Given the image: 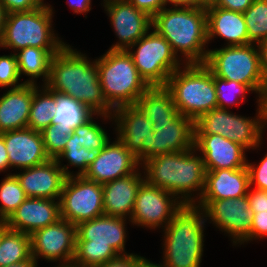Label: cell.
I'll return each mask as SVG.
<instances>
[{
  "mask_svg": "<svg viewBox=\"0 0 267 267\" xmlns=\"http://www.w3.org/2000/svg\"><path fill=\"white\" fill-rule=\"evenodd\" d=\"M30 257V235L7 228L0 243V267L23 262Z\"/></svg>",
  "mask_w": 267,
  "mask_h": 267,
  "instance_id": "1f68e13d",
  "label": "cell"
},
{
  "mask_svg": "<svg viewBox=\"0 0 267 267\" xmlns=\"http://www.w3.org/2000/svg\"><path fill=\"white\" fill-rule=\"evenodd\" d=\"M71 132L70 128H64L60 124L49 125L41 131L44 147L50 159H56L63 152Z\"/></svg>",
  "mask_w": 267,
  "mask_h": 267,
  "instance_id": "f35d334b",
  "label": "cell"
},
{
  "mask_svg": "<svg viewBox=\"0 0 267 267\" xmlns=\"http://www.w3.org/2000/svg\"><path fill=\"white\" fill-rule=\"evenodd\" d=\"M248 40L258 44L267 39V0H254L243 13Z\"/></svg>",
  "mask_w": 267,
  "mask_h": 267,
  "instance_id": "d590c367",
  "label": "cell"
},
{
  "mask_svg": "<svg viewBox=\"0 0 267 267\" xmlns=\"http://www.w3.org/2000/svg\"><path fill=\"white\" fill-rule=\"evenodd\" d=\"M19 80L16 54L0 56V87L18 88L25 84L24 82L18 83Z\"/></svg>",
  "mask_w": 267,
  "mask_h": 267,
  "instance_id": "ab89813d",
  "label": "cell"
},
{
  "mask_svg": "<svg viewBox=\"0 0 267 267\" xmlns=\"http://www.w3.org/2000/svg\"><path fill=\"white\" fill-rule=\"evenodd\" d=\"M138 267H164V265L162 263H160V264L154 263V262L150 261L149 259L144 258L140 262Z\"/></svg>",
  "mask_w": 267,
  "mask_h": 267,
  "instance_id": "9f6ffc18",
  "label": "cell"
},
{
  "mask_svg": "<svg viewBox=\"0 0 267 267\" xmlns=\"http://www.w3.org/2000/svg\"><path fill=\"white\" fill-rule=\"evenodd\" d=\"M118 42L109 50H127L152 28V18L128 0H103Z\"/></svg>",
  "mask_w": 267,
  "mask_h": 267,
  "instance_id": "9a60e30c",
  "label": "cell"
},
{
  "mask_svg": "<svg viewBox=\"0 0 267 267\" xmlns=\"http://www.w3.org/2000/svg\"><path fill=\"white\" fill-rule=\"evenodd\" d=\"M194 129L195 134L221 135L246 150L259 148L264 134L258 108L253 118L236 115L228 109H212L194 122Z\"/></svg>",
  "mask_w": 267,
  "mask_h": 267,
  "instance_id": "30bf717a",
  "label": "cell"
},
{
  "mask_svg": "<svg viewBox=\"0 0 267 267\" xmlns=\"http://www.w3.org/2000/svg\"><path fill=\"white\" fill-rule=\"evenodd\" d=\"M0 97V133L27 128L33 99V84L9 88Z\"/></svg>",
  "mask_w": 267,
  "mask_h": 267,
  "instance_id": "4316f807",
  "label": "cell"
},
{
  "mask_svg": "<svg viewBox=\"0 0 267 267\" xmlns=\"http://www.w3.org/2000/svg\"><path fill=\"white\" fill-rule=\"evenodd\" d=\"M258 109L260 112V125L262 132L265 131L267 125V84L258 93Z\"/></svg>",
  "mask_w": 267,
  "mask_h": 267,
  "instance_id": "c3c4849f",
  "label": "cell"
},
{
  "mask_svg": "<svg viewBox=\"0 0 267 267\" xmlns=\"http://www.w3.org/2000/svg\"><path fill=\"white\" fill-rule=\"evenodd\" d=\"M31 237V256L47 262L71 264L75 256L76 225L60 218L53 224L36 230Z\"/></svg>",
  "mask_w": 267,
  "mask_h": 267,
  "instance_id": "5bb4252c",
  "label": "cell"
},
{
  "mask_svg": "<svg viewBox=\"0 0 267 267\" xmlns=\"http://www.w3.org/2000/svg\"><path fill=\"white\" fill-rule=\"evenodd\" d=\"M250 176L247 167L206 171L205 186L199 200L237 199L247 195Z\"/></svg>",
  "mask_w": 267,
  "mask_h": 267,
  "instance_id": "d4e9b609",
  "label": "cell"
},
{
  "mask_svg": "<svg viewBox=\"0 0 267 267\" xmlns=\"http://www.w3.org/2000/svg\"><path fill=\"white\" fill-rule=\"evenodd\" d=\"M141 167L138 159L117 138L109 141L98 152L97 158L89 165L84 177L96 183L106 182L128 176Z\"/></svg>",
  "mask_w": 267,
  "mask_h": 267,
  "instance_id": "2e32d148",
  "label": "cell"
},
{
  "mask_svg": "<svg viewBox=\"0 0 267 267\" xmlns=\"http://www.w3.org/2000/svg\"><path fill=\"white\" fill-rule=\"evenodd\" d=\"M194 147L202 153L206 171L247 167V150L221 135L195 134Z\"/></svg>",
  "mask_w": 267,
  "mask_h": 267,
  "instance_id": "d6986e66",
  "label": "cell"
},
{
  "mask_svg": "<svg viewBox=\"0 0 267 267\" xmlns=\"http://www.w3.org/2000/svg\"><path fill=\"white\" fill-rule=\"evenodd\" d=\"M152 27L170 43L177 57L185 58L182 60L185 64L205 63L208 54L206 7H165L152 18Z\"/></svg>",
  "mask_w": 267,
  "mask_h": 267,
  "instance_id": "7a4b0ae2",
  "label": "cell"
},
{
  "mask_svg": "<svg viewBox=\"0 0 267 267\" xmlns=\"http://www.w3.org/2000/svg\"><path fill=\"white\" fill-rule=\"evenodd\" d=\"M167 4L170 3L171 6H191L198 7V0H166Z\"/></svg>",
  "mask_w": 267,
  "mask_h": 267,
  "instance_id": "f5cc1de1",
  "label": "cell"
},
{
  "mask_svg": "<svg viewBox=\"0 0 267 267\" xmlns=\"http://www.w3.org/2000/svg\"><path fill=\"white\" fill-rule=\"evenodd\" d=\"M60 218L78 225L104 215L102 184L84 176L67 177L59 198Z\"/></svg>",
  "mask_w": 267,
  "mask_h": 267,
  "instance_id": "8fae6325",
  "label": "cell"
},
{
  "mask_svg": "<svg viewBox=\"0 0 267 267\" xmlns=\"http://www.w3.org/2000/svg\"><path fill=\"white\" fill-rule=\"evenodd\" d=\"M204 209L206 220H209L225 232L233 245L241 244L251 232L253 213L247 196L237 199L198 200L196 203Z\"/></svg>",
  "mask_w": 267,
  "mask_h": 267,
  "instance_id": "7c38bea8",
  "label": "cell"
},
{
  "mask_svg": "<svg viewBox=\"0 0 267 267\" xmlns=\"http://www.w3.org/2000/svg\"><path fill=\"white\" fill-rule=\"evenodd\" d=\"M97 67L103 96L113 110L135 105L149 88L127 50H108L97 58Z\"/></svg>",
  "mask_w": 267,
  "mask_h": 267,
  "instance_id": "8992f818",
  "label": "cell"
},
{
  "mask_svg": "<svg viewBox=\"0 0 267 267\" xmlns=\"http://www.w3.org/2000/svg\"><path fill=\"white\" fill-rule=\"evenodd\" d=\"M254 2V0H217L215 6L229 10L244 13Z\"/></svg>",
  "mask_w": 267,
  "mask_h": 267,
  "instance_id": "7dc6e473",
  "label": "cell"
},
{
  "mask_svg": "<svg viewBox=\"0 0 267 267\" xmlns=\"http://www.w3.org/2000/svg\"><path fill=\"white\" fill-rule=\"evenodd\" d=\"M143 164V165H142ZM144 181L175 195L176 152L155 156L141 163Z\"/></svg>",
  "mask_w": 267,
  "mask_h": 267,
  "instance_id": "f546056e",
  "label": "cell"
},
{
  "mask_svg": "<svg viewBox=\"0 0 267 267\" xmlns=\"http://www.w3.org/2000/svg\"><path fill=\"white\" fill-rule=\"evenodd\" d=\"M6 145L10 168L26 169L50 160L41 132L31 128L0 133Z\"/></svg>",
  "mask_w": 267,
  "mask_h": 267,
  "instance_id": "ffe728a7",
  "label": "cell"
},
{
  "mask_svg": "<svg viewBox=\"0 0 267 267\" xmlns=\"http://www.w3.org/2000/svg\"><path fill=\"white\" fill-rule=\"evenodd\" d=\"M207 222L204 209L183 204L164 228V267H200Z\"/></svg>",
  "mask_w": 267,
  "mask_h": 267,
  "instance_id": "3957f363",
  "label": "cell"
},
{
  "mask_svg": "<svg viewBox=\"0 0 267 267\" xmlns=\"http://www.w3.org/2000/svg\"><path fill=\"white\" fill-rule=\"evenodd\" d=\"M127 49L140 77L149 87L165 86L169 77L179 69L180 58L170 43L153 28ZM136 48V50H134ZM134 48V49H133ZM133 50V51H132ZM181 62V63H180Z\"/></svg>",
  "mask_w": 267,
  "mask_h": 267,
  "instance_id": "9c48e42d",
  "label": "cell"
},
{
  "mask_svg": "<svg viewBox=\"0 0 267 267\" xmlns=\"http://www.w3.org/2000/svg\"><path fill=\"white\" fill-rule=\"evenodd\" d=\"M126 218L101 215L76 226L73 264L98 267L125 252Z\"/></svg>",
  "mask_w": 267,
  "mask_h": 267,
  "instance_id": "277c9868",
  "label": "cell"
},
{
  "mask_svg": "<svg viewBox=\"0 0 267 267\" xmlns=\"http://www.w3.org/2000/svg\"><path fill=\"white\" fill-rule=\"evenodd\" d=\"M197 155L195 147L176 152L175 196L183 204H196L204 190L206 169L201 153Z\"/></svg>",
  "mask_w": 267,
  "mask_h": 267,
  "instance_id": "7402d4cb",
  "label": "cell"
},
{
  "mask_svg": "<svg viewBox=\"0 0 267 267\" xmlns=\"http://www.w3.org/2000/svg\"><path fill=\"white\" fill-rule=\"evenodd\" d=\"M267 237V212L253 213L250 235L240 244Z\"/></svg>",
  "mask_w": 267,
  "mask_h": 267,
  "instance_id": "b9f144b4",
  "label": "cell"
},
{
  "mask_svg": "<svg viewBox=\"0 0 267 267\" xmlns=\"http://www.w3.org/2000/svg\"><path fill=\"white\" fill-rule=\"evenodd\" d=\"M98 152L99 151L97 150L86 149L80 145L77 139V134L72 131L63 152H61L55 160L67 177L74 175L83 176L89 165L97 158ZM65 159L69 164L67 163V166H62L61 160L63 161ZM69 166H73L74 168L77 167V173L74 174L73 171H69Z\"/></svg>",
  "mask_w": 267,
  "mask_h": 267,
  "instance_id": "836d02e7",
  "label": "cell"
},
{
  "mask_svg": "<svg viewBox=\"0 0 267 267\" xmlns=\"http://www.w3.org/2000/svg\"><path fill=\"white\" fill-rule=\"evenodd\" d=\"M217 0H198V7H207L215 4Z\"/></svg>",
  "mask_w": 267,
  "mask_h": 267,
  "instance_id": "6f0895ef",
  "label": "cell"
},
{
  "mask_svg": "<svg viewBox=\"0 0 267 267\" xmlns=\"http://www.w3.org/2000/svg\"><path fill=\"white\" fill-rule=\"evenodd\" d=\"M154 123L172 121L179 115L166 86L149 87L135 104Z\"/></svg>",
  "mask_w": 267,
  "mask_h": 267,
  "instance_id": "83f0119b",
  "label": "cell"
},
{
  "mask_svg": "<svg viewBox=\"0 0 267 267\" xmlns=\"http://www.w3.org/2000/svg\"><path fill=\"white\" fill-rule=\"evenodd\" d=\"M208 43L219 36L226 46L252 44L248 40L247 26L242 12L229 11L214 4L206 7Z\"/></svg>",
  "mask_w": 267,
  "mask_h": 267,
  "instance_id": "484cf974",
  "label": "cell"
},
{
  "mask_svg": "<svg viewBox=\"0 0 267 267\" xmlns=\"http://www.w3.org/2000/svg\"><path fill=\"white\" fill-rule=\"evenodd\" d=\"M53 14L50 4L30 11L8 13L0 47L13 49L14 53L26 47L63 48L66 43L53 31Z\"/></svg>",
  "mask_w": 267,
  "mask_h": 267,
  "instance_id": "52a82bcc",
  "label": "cell"
},
{
  "mask_svg": "<svg viewBox=\"0 0 267 267\" xmlns=\"http://www.w3.org/2000/svg\"><path fill=\"white\" fill-rule=\"evenodd\" d=\"M262 73L267 81V39L257 44Z\"/></svg>",
  "mask_w": 267,
  "mask_h": 267,
  "instance_id": "f907efd6",
  "label": "cell"
},
{
  "mask_svg": "<svg viewBox=\"0 0 267 267\" xmlns=\"http://www.w3.org/2000/svg\"><path fill=\"white\" fill-rule=\"evenodd\" d=\"M7 14L12 12L30 11L45 6L44 0H0Z\"/></svg>",
  "mask_w": 267,
  "mask_h": 267,
  "instance_id": "7bdbcfd3",
  "label": "cell"
},
{
  "mask_svg": "<svg viewBox=\"0 0 267 267\" xmlns=\"http://www.w3.org/2000/svg\"><path fill=\"white\" fill-rule=\"evenodd\" d=\"M56 112L51 125L60 124L72 131L89 120L94 113L72 97L56 93Z\"/></svg>",
  "mask_w": 267,
  "mask_h": 267,
  "instance_id": "d6a6232c",
  "label": "cell"
},
{
  "mask_svg": "<svg viewBox=\"0 0 267 267\" xmlns=\"http://www.w3.org/2000/svg\"><path fill=\"white\" fill-rule=\"evenodd\" d=\"M100 116L103 120H111L112 116L103 115V114H94L89 120L84 124L77 126L73 132L77 134V139L80 145L89 150L100 151L105 147V145L110 141L108 133L105 131L102 126H100L94 120V116ZM95 121V122H94Z\"/></svg>",
  "mask_w": 267,
  "mask_h": 267,
  "instance_id": "8d00e7d4",
  "label": "cell"
},
{
  "mask_svg": "<svg viewBox=\"0 0 267 267\" xmlns=\"http://www.w3.org/2000/svg\"><path fill=\"white\" fill-rule=\"evenodd\" d=\"M7 224L5 223V221H0V243H1V239L3 236V232L7 229Z\"/></svg>",
  "mask_w": 267,
  "mask_h": 267,
  "instance_id": "680465c9",
  "label": "cell"
},
{
  "mask_svg": "<svg viewBox=\"0 0 267 267\" xmlns=\"http://www.w3.org/2000/svg\"><path fill=\"white\" fill-rule=\"evenodd\" d=\"M182 67L169 77L165 86L171 92L179 114L195 122L203 114L218 108L214 75L204 64H184Z\"/></svg>",
  "mask_w": 267,
  "mask_h": 267,
  "instance_id": "5b68a950",
  "label": "cell"
},
{
  "mask_svg": "<svg viewBox=\"0 0 267 267\" xmlns=\"http://www.w3.org/2000/svg\"><path fill=\"white\" fill-rule=\"evenodd\" d=\"M218 108L230 109V106L240 105L245 102L246 94L252 90L243 84L233 80H225L214 75Z\"/></svg>",
  "mask_w": 267,
  "mask_h": 267,
  "instance_id": "74e56055",
  "label": "cell"
},
{
  "mask_svg": "<svg viewBox=\"0 0 267 267\" xmlns=\"http://www.w3.org/2000/svg\"><path fill=\"white\" fill-rule=\"evenodd\" d=\"M4 267H38V261H36L32 256L23 262H18L15 264H10Z\"/></svg>",
  "mask_w": 267,
  "mask_h": 267,
  "instance_id": "db71d44e",
  "label": "cell"
},
{
  "mask_svg": "<svg viewBox=\"0 0 267 267\" xmlns=\"http://www.w3.org/2000/svg\"><path fill=\"white\" fill-rule=\"evenodd\" d=\"M140 168L125 177L102 184L104 214L130 221L137 192L144 182ZM128 216V218H127Z\"/></svg>",
  "mask_w": 267,
  "mask_h": 267,
  "instance_id": "cb8c5ba5",
  "label": "cell"
},
{
  "mask_svg": "<svg viewBox=\"0 0 267 267\" xmlns=\"http://www.w3.org/2000/svg\"><path fill=\"white\" fill-rule=\"evenodd\" d=\"M182 205L173 193L144 181L138 189L130 222L150 230L164 229Z\"/></svg>",
  "mask_w": 267,
  "mask_h": 267,
  "instance_id": "4fadbf2b",
  "label": "cell"
},
{
  "mask_svg": "<svg viewBox=\"0 0 267 267\" xmlns=\"http://www.w3.org/2000/svg\"><path fill=\"white\" fill-rule=\"evenodd\" d=\"M116 137L139 159L151 146L153 123L136 106H122L114 110Z\"/></svg>",
  "mask_w": 267,
  "mask_h": 267,
  "instance_id": "ac0fdd59",
  "label": "cell"
},
{
  "mask_svg": "<svg viewBox=\"0 0 267 267\" xmlns=\"http://www.w3.org/2000/svg\"><path fill=\"white\" fill-rule=\"evenodd\" d=\"M55 267H78V266L71 263V264H58V266Z\"/></svg>",
  "mask_w": 267,
  "mask_h": 267,
  "instance_id": "91938a15",
  "label": "cell"
},
{
  "mask_svg": "<svg viewBox=\"0 0 267 267\" xmlns=\"http://www.w3.org/2000/svg\"><path fill=\"white\" fill-rule=\"evenodd\" d=\"M138 10H141L153 18L167 6L166 0H128Z\"/></svg>",
  "mask_w": 267,
  "mask_h": 267,
  "instance_id": "f6af8a7d",
  "label": "cell"
},
{
  "mask_svg": "<svg viewBox=\"0 0 267 267\" xmlns=\"http://www.w3.org/2000/svg\"><path fill=\"white\" fill-rule=\"evenodd\" d=\"M61 49L26 47L15 52L20 77L22 74L30 77L24 83L37 85L36 78L42 77L45 85L49 78L51 59Z\"/></svg>",
  "mask_w": 267,
  "mask_h": 267,
  "instance_id": "f1b7e54d",
  "label": "cell"
},
{
  "mask_svg": "<svg viewBox=\"0 0 267 267\" xmlns=\"http://www.w3.org/2000/svg\"><path fill=\"white\" fill-rule=\"evenodd\" d=\"M39 89L33 84V99L30 107V115L27 127L41 132L51 125L56 112V92L51 91L45 85Z\"/></svg>",
  "mask_w": 267,
  "mask_h": 267,
  "instance_id": "4dcf8cb0",
  "label": "cell"
},
{
  "mask_svg": "<svg viewBox=\"0 0 267 267\" xmlns=\"http://www.w3.org/2000/svg\"><path fill=\"white\" fill-rule=\"evenodd\" d=\"M26 198L17 177L7 174L0 184V221H6Z\"/></svg>",
  "mask_w": 267,
  "mask_h": 267,
  "instance_id": "e575fe53",
  "label": "cell"
},
{
  "mask_svg": "<svg viewBox=\"0 0 267 267\" xmlns=\"http://www.w3.org/2000/svg\"><path fill=\"white\" fill-rule=\"evenodd\" d=\"M247 168L250 176V187L255 185L254 189L267 191V153L257 166L248 161Z\"/></svg>",
  "mask_w": 267,
  "mask_h": 267,
  "instance_id": "60d3db41",
  "label": "cell"
},
{
  "mask_svg": "<svg viewBox=\"0 0 267 267\" xmlns=\"http://www.w3.org/2000/svg\"><path fill=\"white\" fill-rule=\"evenodd\" d=\"M88 59L86 54L66 44L53 55L45 86L53 92L72 97L94 114L112 116L114 110L102 93L97 59L92 62Z\"/></svg>",
  "mask_w": 267,
  "mask_h": 267,
  "instance_id": "6da1fadb",
  "label": "cell"
},
{
  "mask_svg": "<svg viewBox=\"0 0 267 267\" xmlns=\"http://www.w3.org/2000/svg\"><path fill=\"white\" fill-rule=\"evenodd\" d=\"M21 170L19 174H13L27 197L55 200L60 198L67 176L55 159Z\"/></svg>",
  "mask_w": 267,
  "mask_h": 267,
  "instance_id": "44dd1931",
  "label": "cell"
},
{
  "mask_svg": "<svg viewBox=\"0 0 267 267\" xmlns=\"http://www.w3.org/2000/svg\"><path fill=\"white\" fill-rule=\"evenodd\" d=\"M6 16H7V12L4 6L0 3V40L3 34Z\"/></svg>",
  "mask_w": 267,
  "mask_h": 267,
  "instance_id": "11a10c76",
  "label": "cell"
},
{
  "mask_svg": "<svg viewBox=\"0 0 267 267\" xmlns=\"http://www.w3.org/2000/svg\"><path fill=\"white\" fill-rule=\"evenodd\" d=\"M60 219L59 199L27 197L5 221L7 227L27 235Z\"/></svg>",
  "mask_w": 267,
  "mask_h": 267,
  "instance_id": "603a6c76",
  "label": "cell"
},
{
  "mask_svg": "<svg viewBox=\"0 0 267 267\" xmlns=\"http://www.w3.org/2000/svg\"><path fill=\"white\" fill-rule=\"evenodd\" d=\"M10 169L8 153L3 136L0 134V172Z\"/></svg>",
  "mask_w": 267,
  "mask_h": 267,
  "instance_id": "816d5d0a",
  "label": "cell"
},
{
  "mask_svg": "<svg viewBox=\"0 0 267 267\" xmlns=\"http://www.w3.org/2000/svg\"><path fill=\"white\" fill-rule=\"evenodd\" d=\"M204 65L216 77L246 85L257 95L267 84L262 73L257 44L208 49Z\"/></svg>",
  "mask_w": 267,
  "mask_h": 267,
  "instance_id": "ba28073f",
  "label": "cell"
},
{
  "mask_svg": "<svg viewBox=\"0 0 267 267\" xmlns=\"http://www.w3.org/2000/svg\"><path fill=\"white\" fill-rule=\"evenodd\" d=\"M68 3L73 13L76 14H86L92 9L91 0H69Z\"/></svg>",
  "mask_w": 267,
  "mask_h": 267,
  "instance_id": "681fc988",
  "label": "cell"
},
{
  "mask_svg": "<svg viewBox=\"0 0 267 267\" xmlns=\"http://www.w3.org/2000/svg\"><path fill=\"white\" fill-rule=\"evenodd\" d=\"M246 196L252 213L267 212V191L250 187Z\"/></svg>",
  "mask_w": 267,
  "mask_h": 267,
  "instance_id": "ee69618b",
  "label": "cell"
},
{
  "mask_svg": "<svg viewBox=\"0 0 267 267\" xmlns=\"http://www.w3.org/2000/svg\"><path fill=\"white\" fill-rule=\"evenodd\" d=\"M145 257L128 253L124 255H119L114 259H111L110 261H107L106 263L98 266V267H138L140 262Z\"/></svg>",
  "mask_w": 267,
  "mask_h": 267,
  "instance_id": "bcb514c9",
  "label": "cell"
},
{
  "mask_svg": "<svg viewBox=\"0 0 267 267\" xmlns=\"http://www.w3.org/2000/svg\"><path fill=\"white\" fill-rule=\"evenodd\" d=\"M151 146L138 159L141 164L155 156L190 150L194 147V121L179 114L172 121L154 123Z\"/></svg>",
  "mask_w": 267,
  "mask_h": 267,
  "instance_id": "e0dca14e",
  "label": "cell"
}]
</instances>
